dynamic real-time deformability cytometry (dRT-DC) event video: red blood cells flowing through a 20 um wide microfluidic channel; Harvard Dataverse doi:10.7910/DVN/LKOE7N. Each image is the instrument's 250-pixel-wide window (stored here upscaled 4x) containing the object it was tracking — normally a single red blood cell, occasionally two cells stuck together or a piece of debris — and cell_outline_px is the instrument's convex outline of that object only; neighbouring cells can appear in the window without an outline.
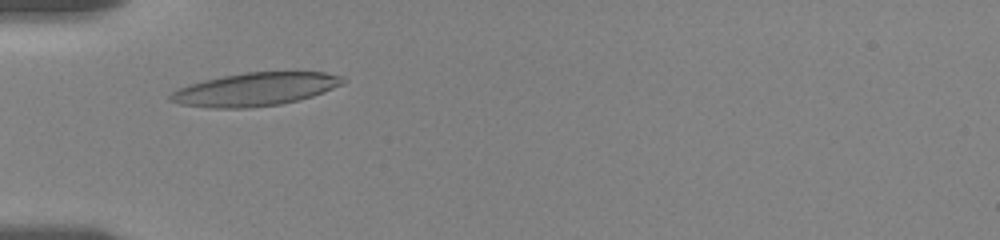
{"species": "human", "species_latin": "Homo sapiens", "temperature_condition": "room temperature", "stored_images_in_passage": 40, "camera_frame_rate_fps": 3000, "um_per_image_px": 0.085, "donor": {"sex": "female"}, "frame": {"image": 1, "passage_image": 2, "time_ms": 0.667, "image_size_px": [1000, 240], "cell_outline_px": [[348, 80], [344, 84], [312, 96], [280, 104], [248, 108], [212, 108], [180, 104], [168, 100], [168, 96], [176, 88], [188, 84], [204, 80], [244, 72], [324, 72], [344, 76]], "centroid_in_image_um": [21.68, 7.58], "position_along_channel_um": 63.3, "area_um2": 33.47}}
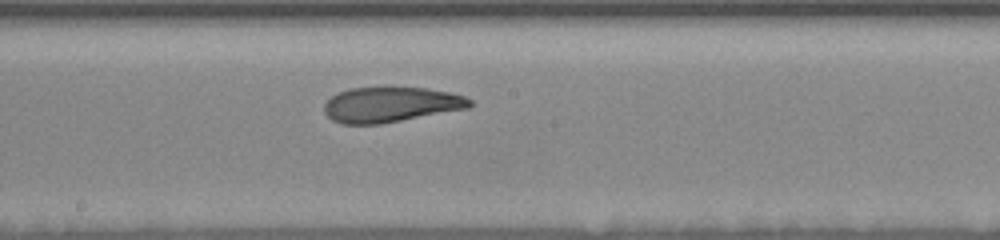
{"frame": {"image": 2, "passage_image": 19, "time_ms": 5.0, "image_size_px": [1000, 240], "cell_outline_px": [[472, 104], [468, 108], [380, 124], [340, 124], [332, 120], [324, 112], [324, 104], [332, 96], [340, 92], [352, 88], [384, 84], [428, 88], [448, 92], [464, 96], [472, 100]], "centroid_in_image_um": [33.19, 8.84], "position_along_channel_um": 215.0, "area_um2": 30.63}}
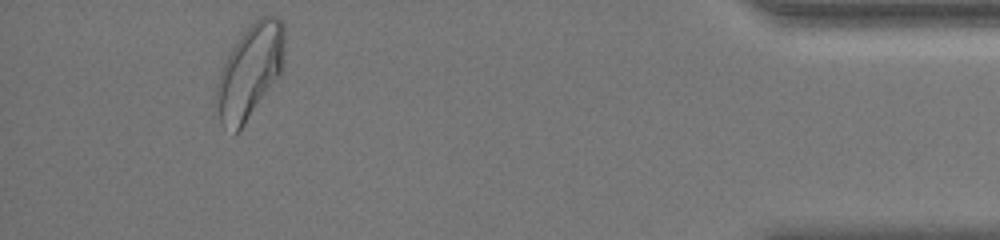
{"frame": {"image": 3, "passage_image": 34, "time_ms": 12.0, "image_size_px": [1000, 240], "cell_outline_px": [[284, 72], [244, 124], [236, 132], [220, 120], [216, 100], [216, 88], [220, 72], [232, 48], [240, 36], [260, 16], [276, 16], [284, 24]], "centroid_in_image_um": [21.31, 6.03], "position_along_channel_um": 413.9, "area_um2": 36.76}, "authors_computed_cell_mechanics": {"area_um2": 31.9923, "velocity_mm_per_s": 3.5867, "shape_relaxation_time_tau1_ms": 8.4149, "shape_relaxation_time_tau2_ms": 2.0366, "deformation_change_tau1": 0.2316, "deformation_change_tau2": 0.0851}}